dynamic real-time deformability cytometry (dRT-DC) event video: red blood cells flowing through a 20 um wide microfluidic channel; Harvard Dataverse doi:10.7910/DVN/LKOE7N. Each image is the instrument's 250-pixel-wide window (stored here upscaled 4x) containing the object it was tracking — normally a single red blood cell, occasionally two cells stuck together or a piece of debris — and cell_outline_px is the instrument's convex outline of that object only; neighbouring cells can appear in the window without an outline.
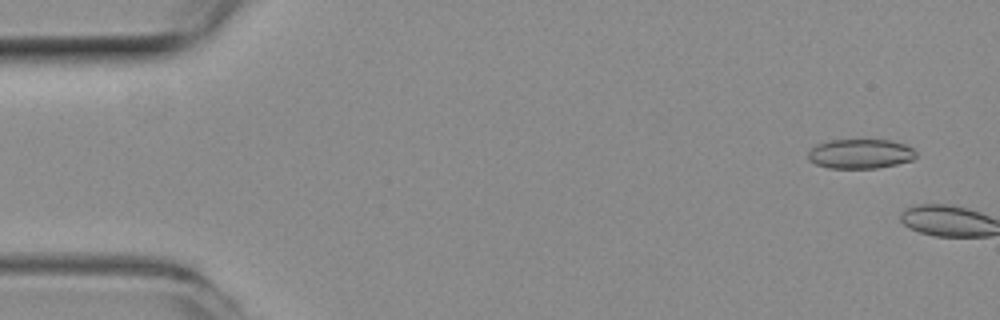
{"species": "common noctule bat (a hibernating species)", "species_latin": "Nyctalus noctula", "temperature_condition": "room temperature", "stored_images_in_passage": 3, "camera_frame_rate_fps": 3000, "um_per_image_px": 0.085, "animal": {"sex": "female", "body_mass_g": 19.3, "forearm_length_mm": 54.1}, "frame": {"image": 1, "passage_image": 1, "time_ms": 0.0, "image_size_px": [1000, 320], "cell_outline_px": [[916, 156], [912, 160], [896, 164], [876, 168], [828, 168], [816, 164], [808, 160], [808, 152], [816, 144], [828, 140], [892, 140], [904, 144], [912, 148], [916, 152]], "centroid_in_image_um": [73.11, 13.07], "position_along_channel_um": 11.9, "area_um2": 18.61}}